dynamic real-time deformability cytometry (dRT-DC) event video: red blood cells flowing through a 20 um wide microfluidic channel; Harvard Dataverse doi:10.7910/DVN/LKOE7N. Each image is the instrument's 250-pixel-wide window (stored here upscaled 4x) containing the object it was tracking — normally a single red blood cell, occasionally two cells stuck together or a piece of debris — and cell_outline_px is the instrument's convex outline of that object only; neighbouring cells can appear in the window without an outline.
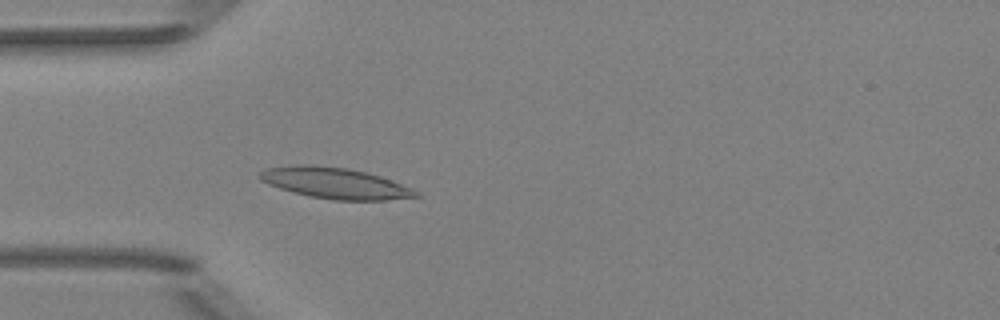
{"species": "Egyptian fruit bat (a non-hibernating species)", "species_latin": "Rousettus aegyptiacus", "temperature_condition": "room temperature", "stored_images_in_passage": 39, "camera_frame_rate_fps": 3000, "um_per_image_px": 0.085, "animal": {"sex": "female"}, "frame": {"image": 1, "passage_image": 6, "time_ms": 1.667, "image_size_px": [1000, 320], "cell_outline_px": [[420, 196], [384, 200], [332, 200], [308, 196], [292, 192], [268, 184], [260, 180], [256, 176], [260, 172], [268, 168], [296, 164], [308, 164], [348, 168], [380, 176], [412, 188], [420, 192]], "centroid_in_image_um": [28.45, 15.56], "position_along_channel_um": 56.6, "area_um2": 28.21}}
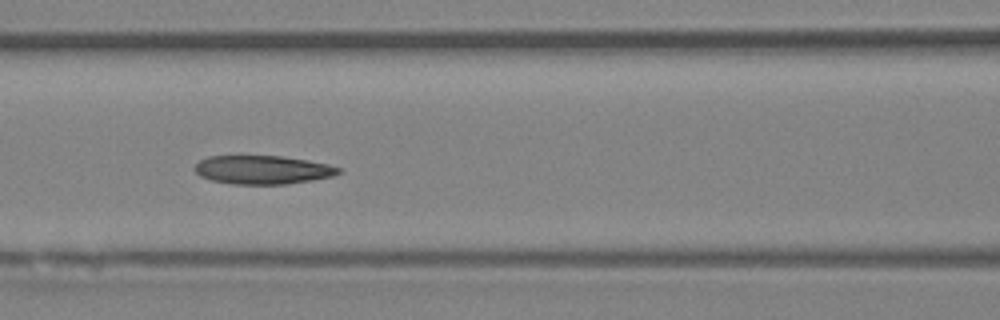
{"frame": {"image": 2, "passage_image": 13, "time_ms": 4.0, "image_size_px": [1000, 320], "cell_outline_px": [[344, 168], [340, 172], [332, 176], [312, 180], [288, 184], [232, 184], [212, 180], [200, 176], [192, 168], [200, 160], [208, 156], [284, 156], [308, 160], [328, 164]], "centroid_in_image_um": [22.34, 14.43], "position_along_channel_um": 144.3, "area_um2": 24.1}}
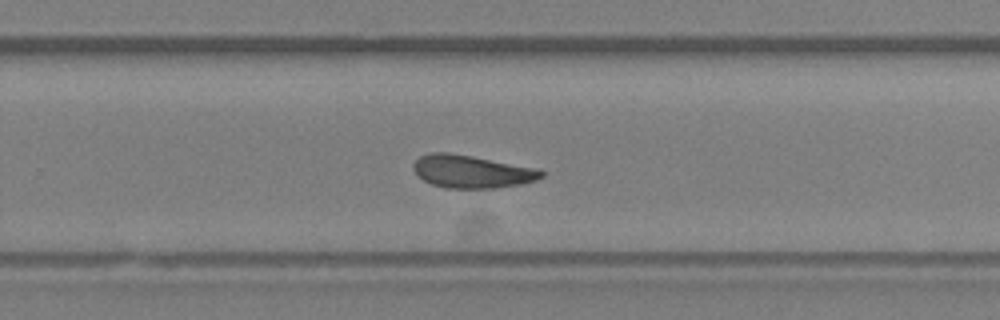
{"frame": {"image": 3, "passage_image": 24, "time_ms": 7.667, "image_size_px": [1000, 320], "cell_outline_px": [[544, 176], [536, 180], [520, 184], [492, 188], [444, 188], [432, 184], [424, 180], [412, 168], [412, 164], [420, 156], [432, 152], [448, 152], [472, 156], [532, 168], [544, 172]], "centroid_in_image_um": [40.04, 14.58], "position_along_channel_um": 289.8, "area_um2": 24.04}}